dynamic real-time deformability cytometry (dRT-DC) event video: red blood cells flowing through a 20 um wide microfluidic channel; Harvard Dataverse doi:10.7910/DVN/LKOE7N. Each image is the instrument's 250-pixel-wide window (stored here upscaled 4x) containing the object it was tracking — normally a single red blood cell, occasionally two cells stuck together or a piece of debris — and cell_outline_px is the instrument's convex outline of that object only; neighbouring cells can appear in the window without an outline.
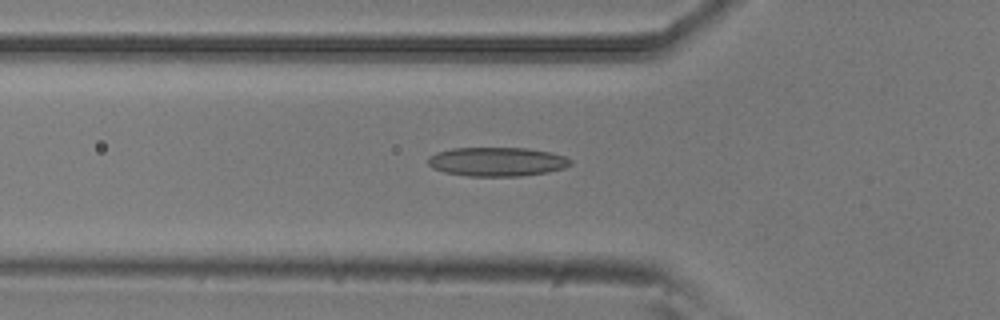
{"species": "common noctule bat (a hibernating species)", "species_latin": "Nyctalus noctula", "temperature_condition": "room temperature", "stored_images_in_passage": 48, "camera_frame_rate_fps": 3000, "um_per_image_px": 0.085, "animal": {"sex": "male", "body_mass_g": 20.5, "forearm_length_mm": 52.5}, "frame": {"image": 1, "passage_image": 18, "time_ms": 5.667, "image_size_px": [1000, 320], "cell_outline_px": [[572, 164], [564, 168], [548, 172], [520, 176], [468, 176], [444, 172], [432, 168], [428, 164], [428, 156], [436, 152], [452, 148], [528, 148], [548, 152], [564, 156], [572, 160]], "centroid_in_image_um": [42.22, 13.74], "position_along_channel_um": 83.6, "area_um2": 24.16}}
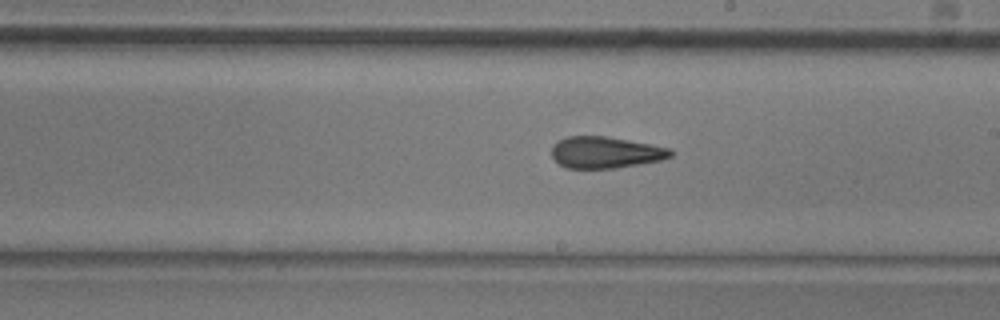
{"frame": {"image": 2, "passage_image": 30, "time_ms": 9.667, "image_size_px": [1000, 320], "cell_outline_px": [[672, 156], [660, 160], [640, 164], [616, 168], [568, 168], [560, 164], [552, 156], [552, 148], [560, 140], [568, 136], [604, 136], [628, 140], [672, 148]], "centroid_in_image_um": [51.5, 12.96], "position_along_channel_um": 237.5, "area_um2": 21.62}}
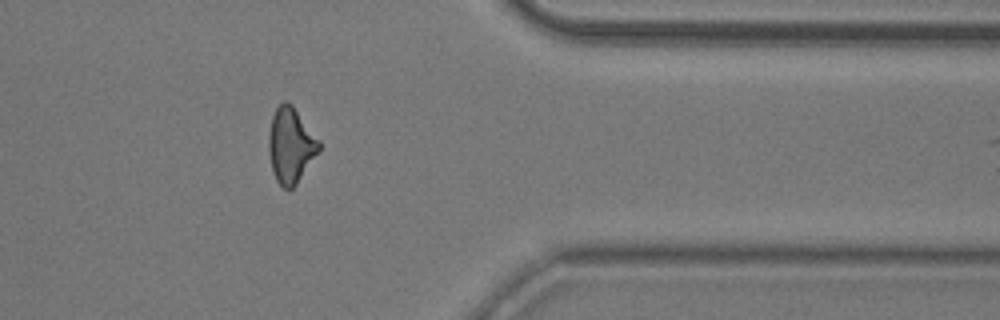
{"frame": {"image": 3, "passage_image": 43, "time_ms": 14.0, "image_size_px": [1000, 320], "cell_outline_px": [[320, 148], [296, 184], [292, 188], [284, 188], [276, 180], [272, 168], [268, 152], [268, 136], [272, 116], [276, 108], [284, 100], [288, 100], [292, 104], [320, 140]], "centroid_in_image_um": [24.7, 12.3], "position_along_channel_um": 386.7, "area_um2": 21.91}, "authors_computed_cell_mechanics": {"area_um2": 22.542, "velocity_mm_per_s": 3.825, "shape_relaxation_time_tau1_ms": 8.5601, "shape_relaxation_time_tau2_ms": 3.336, "deformation_change_tau1": 0.2059, "deformation_change_tau2": 0.1384}}